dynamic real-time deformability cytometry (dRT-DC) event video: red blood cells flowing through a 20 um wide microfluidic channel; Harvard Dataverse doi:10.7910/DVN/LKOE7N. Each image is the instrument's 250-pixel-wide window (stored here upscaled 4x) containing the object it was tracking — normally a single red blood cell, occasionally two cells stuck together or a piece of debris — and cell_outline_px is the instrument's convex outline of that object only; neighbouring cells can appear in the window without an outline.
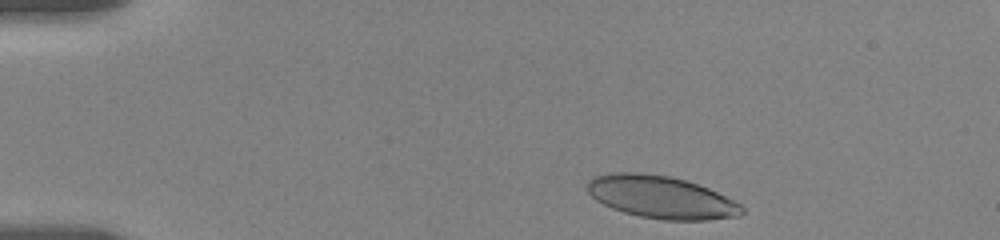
{"species": "human", "species_latin": "Homo sapiens", "temperature_condition": "room temperature", "stored_images_in_passage": 32, "camera_frame_rate_fps": 3000, "um_per_image_px": 0.085, "donor": {"sex": "female"}, "frame": {"image": 1, "passage_image": 1, "time_ms": 0.0, "image_size_px": [1000, 240], "cell_outline_px": [[744, 212], [740, 216], [708, 220], [664, 220], [640, 216], [624, 212], [612, 208], [596, 200], [588, 192], [588, 180], [592, 176], [612, 172], [640, 172], [668, 176], [684, 180], [708, 188], [740, 204], [744, 208]], "centroid_in_image_um": [56.18, 16.76], "position_along_channel_um": 28.8, "area_um2": 38.15}}
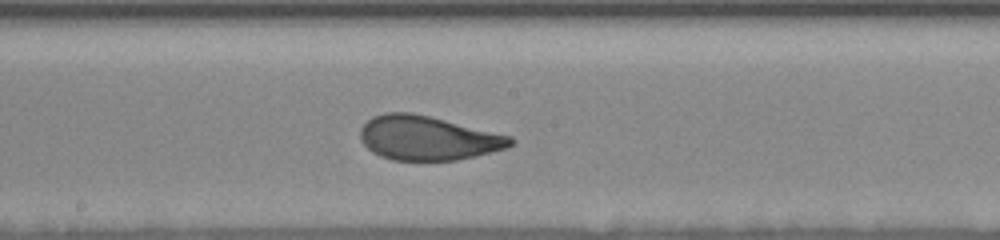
{"frame": {"image": 2, "passage_image": 18, "time_ms": 7.333, "image_size_px": [1000, 240], "cell_outline_px": [[516, 140], [508, 148], [476, 156], [456, 160], [392, 160], [380, 156], [372, 152], [360, 140], [360, 128], [372, 116], [384, 112], [412, 112], [512, 136]], "centroid_in_image_um": [36.36, 11.73], "position_along_channel_um": 211.8, "area_um2": 38.84}}
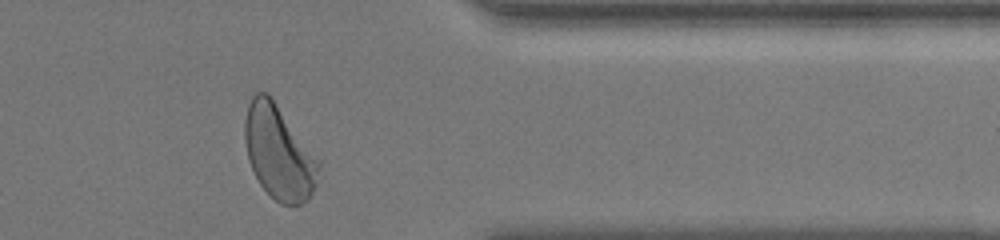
{"frame": {"image": 3, "passage_image": 31, "time_ms": 12.667, "image_size_px": [1000, 240], "cell_outline_px": [[320, 164], [316, 184], [308, 200], [300, 204], [280, 204], [260, 184], [248, 160], [244, 140], [244, 120], [248, 104], [252, 96], [256, 92], [268, 92]], "centroid_in_image_um": [23.66, 12.95], "position_along_channel_um": 387.7, "area_um2": 39.65}, "authors_computed_cell_mechanics": {"area_um2": 39.2173, "velocity_mm_per_s": 3.4885, "shape_relaxation_time_tau1_ms": 3.0024, "shape_relaxation_time_tau2_ms": 0.8135, "deformation_change_tau1": 0.1547, "deformation_change_tau2": 0.0748}}